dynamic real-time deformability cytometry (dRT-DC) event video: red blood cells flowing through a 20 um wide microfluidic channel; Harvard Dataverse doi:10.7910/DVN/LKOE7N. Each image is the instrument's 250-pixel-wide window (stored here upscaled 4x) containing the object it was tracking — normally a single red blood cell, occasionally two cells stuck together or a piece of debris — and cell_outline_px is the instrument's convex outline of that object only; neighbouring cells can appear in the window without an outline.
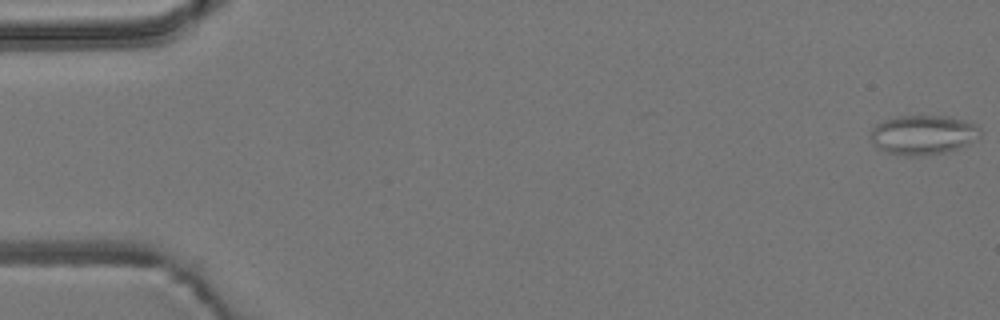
{"species": "common noctule bat (a hibernating species)", "species_latin": "Nyctalus noctula", "temperature_condition": "room temperature", "stored_images_in_passage": 6, "camera_frame_rate_fps": 3000, "um_per_image_px": 0.085, "animal": {"sex": "male", "body_mass_g": 19.2, "forearm_length_mm": 51.8}, "frame": {"image": 1, "passage_image": 1, "time_ms": 0.0, "image_size_px": [1000, 320], "cell_outline_px": [[980, 136], [956, 148], [944, 152], [920, 156], [908, 156], [888, 152], [880, 148], [868, 136], [872, 128], [876, 124], [884, 120], [900, 116], [948, 116], [972, 124], [980, 128]], "centroid_in_image_um": [78.4, 11.45], "position_along_channel_um": 6.6, "area_um2": 24.62}}